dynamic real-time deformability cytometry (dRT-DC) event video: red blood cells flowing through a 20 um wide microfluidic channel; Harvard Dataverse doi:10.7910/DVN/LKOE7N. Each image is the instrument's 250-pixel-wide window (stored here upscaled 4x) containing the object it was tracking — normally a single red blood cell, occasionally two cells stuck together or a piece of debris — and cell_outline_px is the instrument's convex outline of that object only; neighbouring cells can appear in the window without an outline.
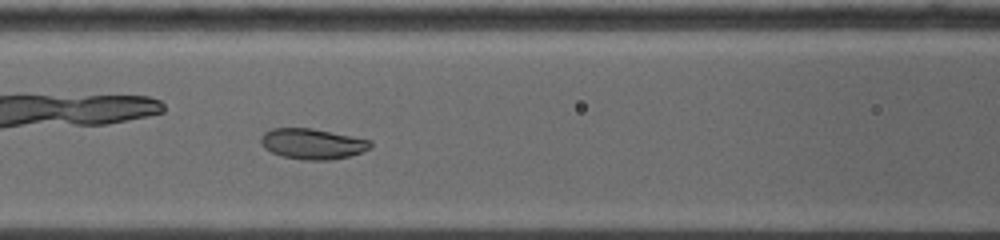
{"species": "common noctule bat (a hibernating species)", "species_latin": "Nyctalus noctula", "temperature_condition": "warm", "stored_images_in_passage": 61, "camera_frame_rate_fps": 5000, "um_per_image_px": 0.085, "animal": {"sex": "female", "body_mass_g": 19.0, "forearm_length_mm": 53.3}, "frame": {"image": 1, "passage_image": 23, "time_ms": 4.4, "image_size_px": [1000, 240], "cell_outline_px": [[372, 148], [348, 156], [332, 160], [304, 160], [284, 156], [272, 152], [264, 148], [260, 144], [260, 136], [264, 132], [272, 128], [312, 128], [372, 140]], "centroid_in_image_um": [26.55, 12.22], "position_along_channel_um": 140.0, "area_um2": 19.59}}
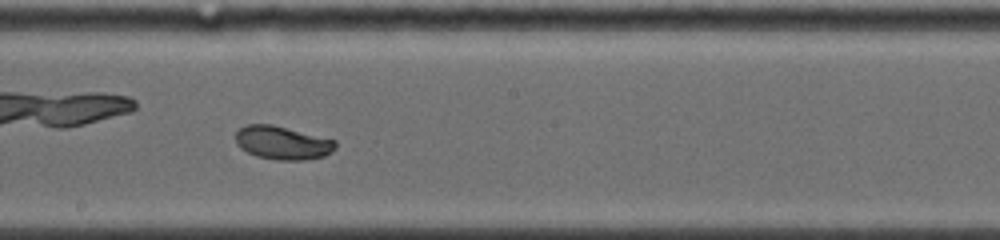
{"frame": {"image": 2, "passage_image": 34, "time_ms": 6.6, "image_size_px": [1000, 240], "cell_outline_px": [[336, 148], [332, 152], [324, 156], [304, 160], [276, 160], [256, 156], [240, 148], [236, 144], [236, 132], [244, 124], [272, 124], [336, 140]], "centroid_in_image_um": [24.0, 12.13], "position_along_channel_um": 224.2, "area_um2": 19.54}}
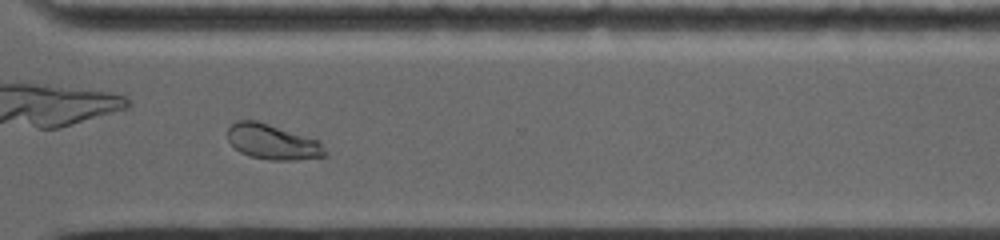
{"frame": {"image": 3, "passage_image": 50, "time_ms": 9.8, "image_size_px": [1000, 240], "cell_outline_px": [[328, 156], [296, 160], [268, 160], [248, 156], [240, 152], [228, 140], [228, 128], [236, 120], [256, 120], [320, 140], [328, 152]], "centroid_in_image_um": [23.21, 12.07], "position_along_channel_um": 347.4, "area_um2": 20.23}, "authors_computed_cell_mechanics": {"area_um2": 20.23, "velocity_mm_per_s": 3.8447, "shape_relaxation_time_tau1_ms": 8.0577, "shape_relaxation_time_tau2_ms": null, "deformation_change_tau1": 0.1474, "deformation_change_tau2": null}}